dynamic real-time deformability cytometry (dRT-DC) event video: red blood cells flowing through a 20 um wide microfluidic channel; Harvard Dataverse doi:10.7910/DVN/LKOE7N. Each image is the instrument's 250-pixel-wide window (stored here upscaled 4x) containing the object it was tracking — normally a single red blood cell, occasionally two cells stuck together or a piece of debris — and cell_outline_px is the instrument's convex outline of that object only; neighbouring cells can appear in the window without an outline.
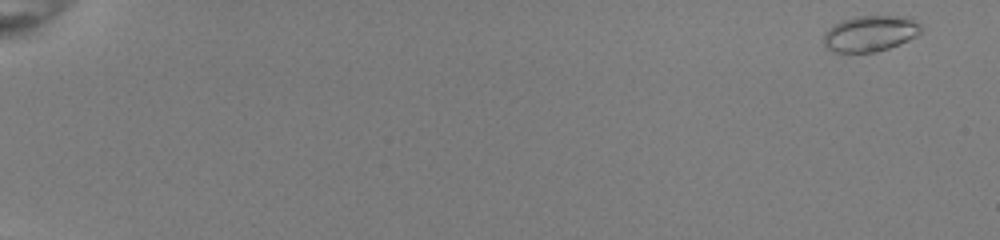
{"species": "common noctule bat (a hibernating species)", "species_latin": "Nyctalus noctula", "temperature_condition": "room temperature", "stored_images_in_passage": 52, "camera_frame_rate_fps": 3000, "um_per_image_px": 0.085, "animal": {"sex": "female", "body_mass_g": 22.0, "forearm_length_mm": 56.7}, "frame": {"image": 1, "passage_image": 1, "time_ms": 0.0, "image_size_px": [1000, 240], "cell_outline_px": [[920, 32], [916, 36], [900, 44], [876, 52], [832, 52], [824, 48], [824, 32], [832, 24], [856, 16], [912, 16], [920, 24]], "centroid_in_image_um": [73.95, 2.84], "position_along_channel_um": 11.0, "area_um2": 20.63}}
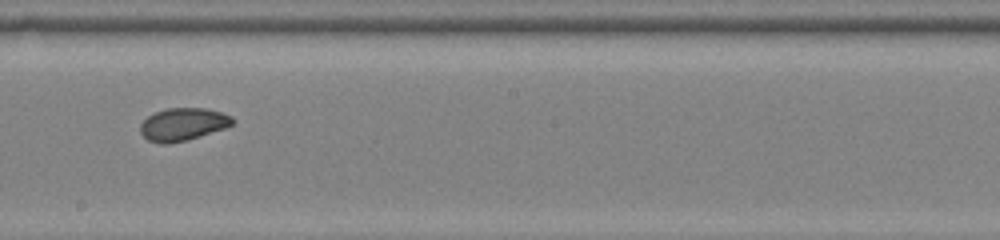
{"frame": {"image": 2, "passage_image": 32, "time_ms": 10.333, "image_size_px": [1000, 240], "cell_outline_px": [[236, 120], [232, 124], [224, 128], [184, 140], [168, 144], [160, 144], [148, 140], [140, 132], [140, 124], [148, 116], [156, 112], [168, 108], [208, 108], [232, 116]], "centroid_in_image_um": [15.54, 10.55], "position_along_channel_um": 232.7, "area_um2": 17.34}}
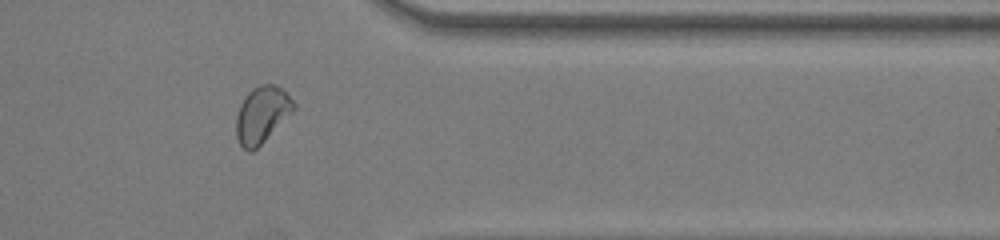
{"frame": {"image": 3, "passage_image": 44, "time_ms": 14.333, "image_size_px": [1000, 240], "cell_outline_px": [[296, 108], [252, 152], [248, 152], [240, 144], [236, 136], [236, 116], [240, 104], [248, 92], [252, 88], [260, 84], [276, 84], [296, 104]], "centroid_in_image_um": [22.23, 9.73], "position_along_channel_um": 389.2, "area_um2": 18.61}, "authors_computed_cell_mechanics": {"area_um2": 18.5827, "velocity_mm_per_s": 4.02, "shape_relaxation_time_tau1_ms": 4.576, "shape_relaxation_time_tau2_ms": 1.5032, "deformation_change_tau1": 0.1182, "deformation_change_tau2": 0.0472}}